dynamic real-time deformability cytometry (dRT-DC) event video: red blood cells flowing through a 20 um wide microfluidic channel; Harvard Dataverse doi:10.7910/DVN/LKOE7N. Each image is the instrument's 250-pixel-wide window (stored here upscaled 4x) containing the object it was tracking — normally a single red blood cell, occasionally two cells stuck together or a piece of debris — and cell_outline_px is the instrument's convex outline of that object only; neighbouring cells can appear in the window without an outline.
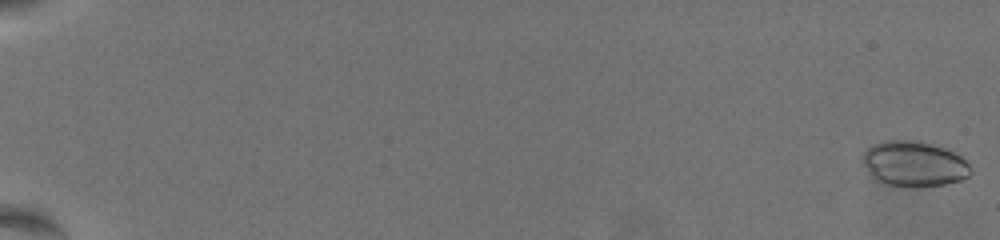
{"species": "common noctule bat (a hibernating species)", "species_latin": "Nyctalus noctula", "temperature_condition": "warm", "stored_images_in_passage": 63, "camera_frame_rate_fps": 3000, "um_per_image_px": 0.085, "animal": {"sex": "female", "body_mass_g": 19.5, "forearm_length_mm": 54.1}, "frame": {"image": 1, "passage_image": 1, "time_ms": 0.0, "image_size_px": [1000, 240], "cell_outline_px": [[972, 172], [968, 176], [960, 180], [944, 184], [916, 188], [912, 188], [888, 184], [876, 180], [868, 172], [860, 160], [860, 156], [872, 144], [888, 140], [916, 140], [932, 144], [944, 148], [960, 156], [968, 164]], "centroid_in_image_um": [77.65, 13.93], "position_along_channel_um": 7.4, "area_um2": 28.73}}
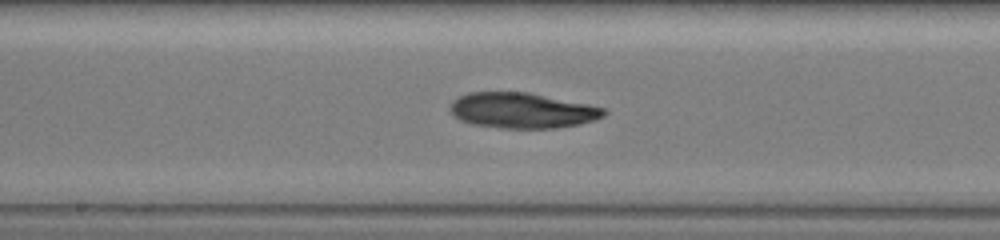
{"frame": {"image": 2, "passage_image": 37, "time_ms": 12.0, "image_size_px": [1000, 240], "cell_outline_px": [[608, 112], [604, 116], [596, 120], [580, 124], [556, 128], [504, 128], [468, 124], [452, 116], [448, 108], [452, 100], [468, 92], [528, 92], [608, 108]], "centroid_in_image_um": [44.37, 9.39], "position_along_channel_um": 203.8, "area_um2": 32.25}}
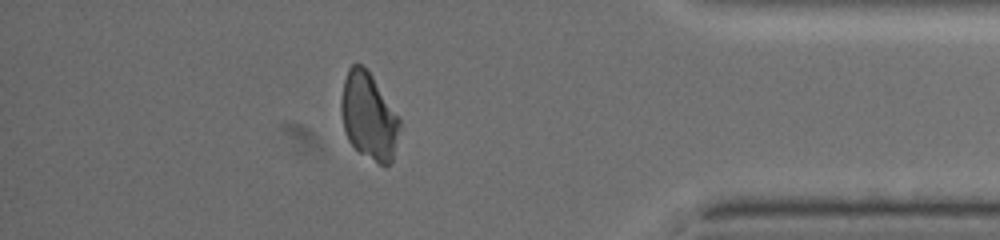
{"frame": {"image": 3, "passage_image": 56, "time_ms": 18.333, "image_size_px": [1000, 240], "cell_outline_px": [[404, 128], [392, 160], [388, 164], [380, 164], [360, 152], [348, 140], [344, 128], [340, 112], [340, 100], [344, 80], [348, 68], [352, 64], [360, 64], [372, 76], [404, 124]], "centroid_in_image_um": [31.38, 9.9], "position_along_channel_um": 403.8, "area_um2": 29.94}}